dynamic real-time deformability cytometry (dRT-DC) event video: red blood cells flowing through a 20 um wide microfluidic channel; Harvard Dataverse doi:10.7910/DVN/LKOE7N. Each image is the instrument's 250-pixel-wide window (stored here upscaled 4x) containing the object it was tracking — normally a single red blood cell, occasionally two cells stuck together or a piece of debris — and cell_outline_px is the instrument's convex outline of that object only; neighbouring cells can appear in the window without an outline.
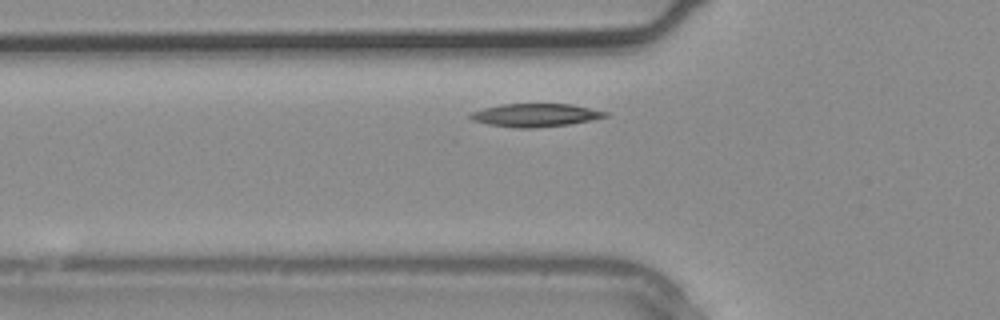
{"species": "common noctule bat (a hibernating species)", "species_latin": "Nyctalus noctula", "temperature_condition": "warm", "stored_images_in_passage": 4, "camera_frame_rate_fps": 3000, "um_per_image_px": 0.085, "animal": {"sex": "male", "body_mass_g": 20.4}, "frame": {"image": 1, "passage_image": 4, "time_ms": 1.0, "image_size_px": [1000, 320], "cell_outline_px": [[608, 116], [592, 120], [568, 124], [536, 128], [516, 128], [488, 124], [472, 120], [468, 116], [472, 112], [484, 108], [500, 104], [572, 104], [608, 112]], "centroid_in_image_um": [45.51, 9.79], "position_along_channel_um": 80.3, "area_um2": 18.15}}